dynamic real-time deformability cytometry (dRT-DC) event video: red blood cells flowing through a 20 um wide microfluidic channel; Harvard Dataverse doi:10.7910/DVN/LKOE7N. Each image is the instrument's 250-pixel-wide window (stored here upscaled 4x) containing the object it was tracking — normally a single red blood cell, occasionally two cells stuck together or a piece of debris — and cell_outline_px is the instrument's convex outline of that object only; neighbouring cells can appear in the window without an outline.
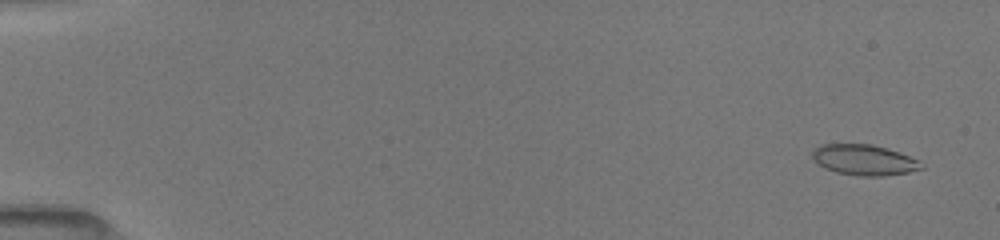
{"species": "common noctule bat (a hibernating species)", "species_latin": "Nyctalus noctula", "temperature_condition": "room temperature", "stored_images_in_passage": 12, "camera_frame_rate_fps": 3000, "um_per_image_px": 0.085, "animal": {"sex": "female", "body_mass_g": 19.5, "forearm_length_mm": 54.1}, "frame": {"image": 1, "passage_image": 1, "time_ms": 0.0, "image_size_px": [1000, 240], "cell_outline_px": [[924, 168], [908, 172], [884, 176], [856, 176], [836, 172], [820, 164], [812, 156], [812, 152], [820, 144], [872, 144], [900, 152], [920, 160], [924, 164]], "centroid_in_image_um": [73.52, 13.59], "position_along_channel_um": 11.5, "area_um2": 19.42}}
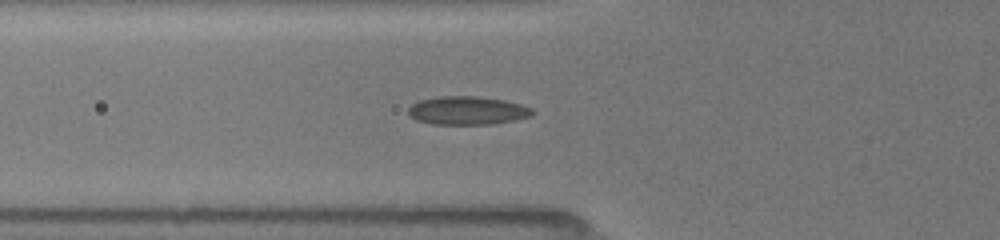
{"frame": {"image": 2, "passage_image": 8, "time_ms": 5.667, "image_size_px": [1000, 240], "cell_outline_px": [[536, 112], [532, 116], [492, 124], [432, 124], [416, 120], [408, 116], [408, 108], [412, 104], [420, 100], [436, 96], [480, 96], [504, 100], [520, 104], [532, 108]], "centroid_in_image_um": [39.71, 9.39], "position_along_channel_um": 86.1, "area_um2": 20.69}}
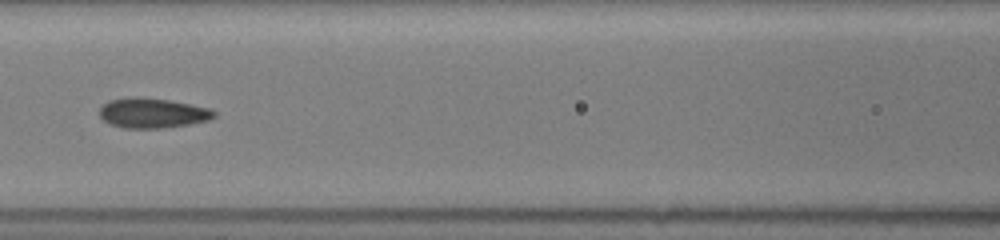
{"frame": {"image": 3, "passage_image": 11, "time_ms": 7.333, "image_size_px": [1000, 240], "cell_outline_px": [[216, 116], [208, 120], [188, 124], [160, 128], [124, 128], [108, 124], [100, 116], [100, 108], [108, 100], [132, 96], [140, 96], [168, 100], [212, 108], [216, 112]], "centroid_in_image_um": [12.95, 9.59], "position_along_channel_um": 153.7, "area_um2": 20.11}}